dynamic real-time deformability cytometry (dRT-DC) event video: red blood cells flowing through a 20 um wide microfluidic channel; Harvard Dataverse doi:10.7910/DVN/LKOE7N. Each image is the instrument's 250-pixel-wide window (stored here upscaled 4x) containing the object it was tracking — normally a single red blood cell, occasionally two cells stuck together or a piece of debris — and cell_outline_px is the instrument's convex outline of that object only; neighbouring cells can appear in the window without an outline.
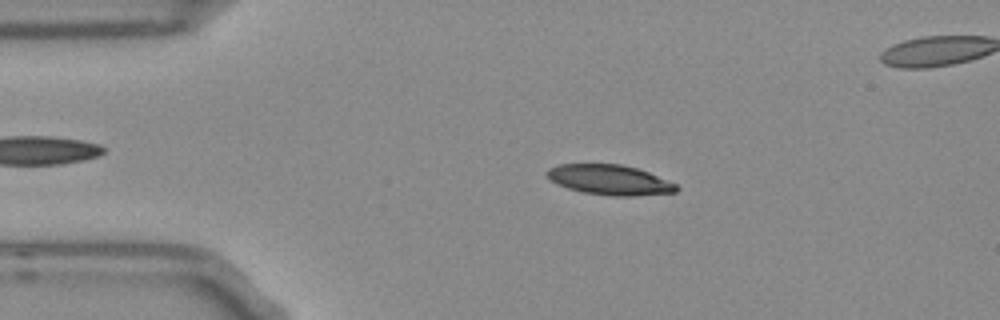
{"species": "Egyptian fruit bat (a non-hibernating species)", "species_latin": "Rousettus aegyptiacus", "temperature_condition": "room temperature", "stored_images_in_passage": 55, "segment_of_instrument_passage": [1, 2], "camera_frame_rate_fps": 3000, "um_per_image_px": 0.085, "frame": {"image": 1, "passage_image": 11, "time_ms": 3.333, "image_size_px": [1000, 320], "cell_outline_px": [[680, 188], [676, 192], [632, 196], [612, 196], [584, 192], [568, 188], [556, 184], [548, 180], [544, 172], [548, 168], [560, 164], [620, 164], [636, 168], [648, 172], [676, 184]], "centroid_in_image_um": [51.77, 15.28], "position_along_channel_um": 33.2, "area_um2": 22.72}}
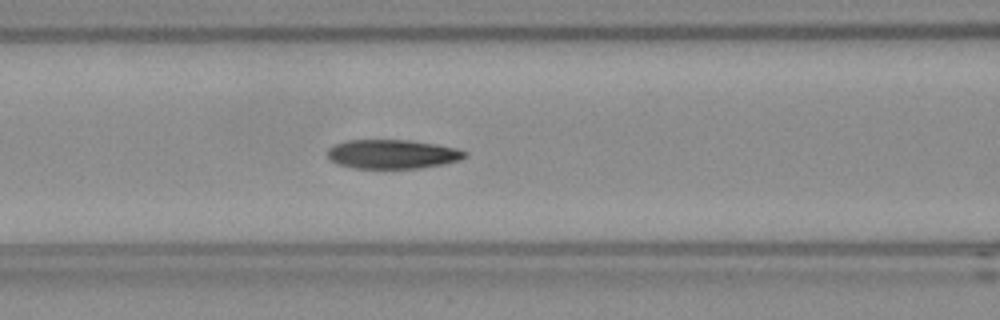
{"frame": {"image": 2, "passage_image": 22, "time_ms": 7.0, "image_size_px": [1000, 320], "cell_outline_px": [[468, 156], [460, 160], [444, 164], [420, 168], [352, 168], [336, 164], [328, 156], [328, 148], [336, 144], [348, 140], [408, 140], [436, 144], [456, 148], [468, 152]], "centroid_in_image_um": [33.38, 13.1], "position_along_channel_um": 133.2, "area_um2": 23.35}}
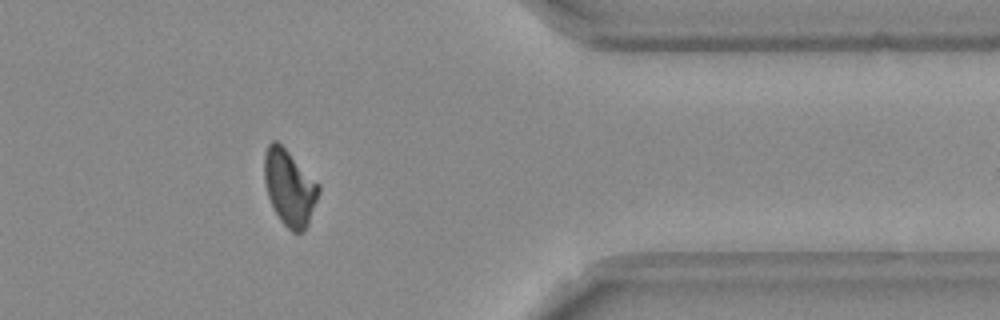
{"frame": {"image": 3, "passage_image": 44, "time_ms": 14.333, "image_size_px": [1000, 320], "cell_outline_px": [[320, 192], [308, 224], [304, 232], [292, 232], [280, 220], [268, 196], [264, 180], [264, 156], [268, 144], [272, 140], [276, 140], [320, 184]], "centroid_in_image_um": [24.61, 15.95], "position_along_channel_um": 386.8, "area_um2": 23.81}}